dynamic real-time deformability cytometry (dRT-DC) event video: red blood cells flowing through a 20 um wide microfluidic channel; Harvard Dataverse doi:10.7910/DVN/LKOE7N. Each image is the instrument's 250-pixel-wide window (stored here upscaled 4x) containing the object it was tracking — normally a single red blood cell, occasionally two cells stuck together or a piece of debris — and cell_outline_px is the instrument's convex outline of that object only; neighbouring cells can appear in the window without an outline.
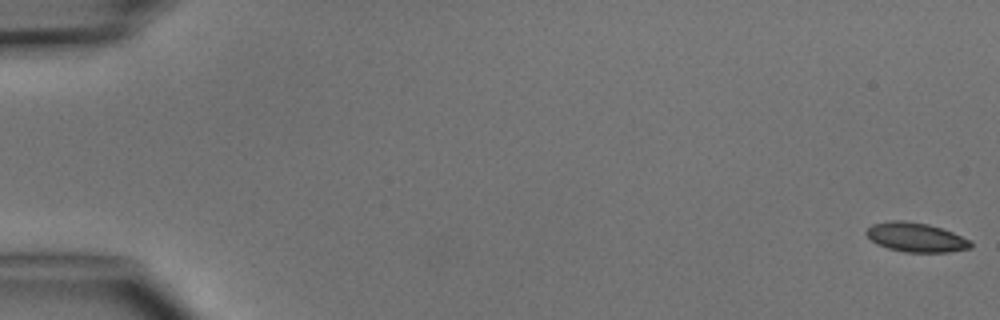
{"species": "common noctule bat (a hibernating species)", "species_latin": "Nyctalus noctula", "temperature_condition": "cold", "stored_images_in_passage": 4, "camera_frame_rate_fps": 3000, "um_per_image_px": 0.085, "animal": {"sex": "male", "body_mass_g": 15.6}, "frame": {"image": 1, "passage_image": 1, "time_ms": 0.0, "image_size_px": [1000, 320], "cell_outline_px": [[972, 248], [948, 252], [904, 252], [888, 248], [876, 244], [864, 232], [872, 224], [888, 220], [904, 220], [928, 224], [952, 232], [968, 240], [972, 244]], "centroid_in_image_um": [77.81, 20.17], "position_along_channel_um": 7.2, "area_um2": 17.74}}
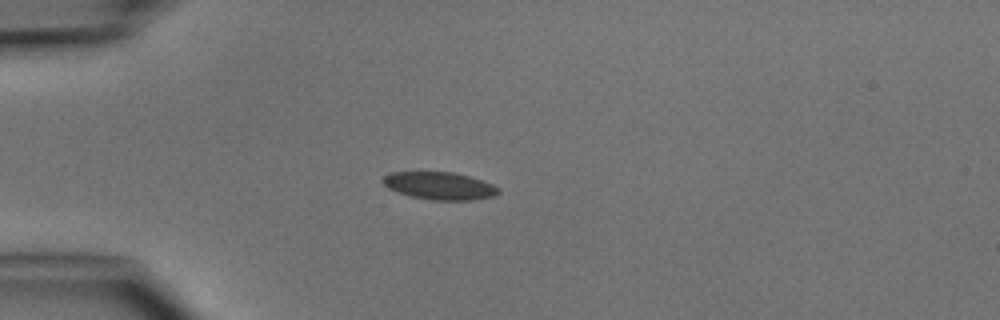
{"frame": {"image": 2, "passage_image": 4, "time_ms": 4.333, "image_size_px": [1000, 320], "cell_outline_px": [[500, 192], [492, 196], [472, 200], [432, 200], [412, 196], [396, 192], [388, 188], [380, 180], [384, 176], [392, 172], [452, 172], [468, 176], [492, 184], [500, 188]], "centroid_in_image_um": [37.34, 15.79], "position_along_channel_um": 47.7, "area_um2": 18.44}}